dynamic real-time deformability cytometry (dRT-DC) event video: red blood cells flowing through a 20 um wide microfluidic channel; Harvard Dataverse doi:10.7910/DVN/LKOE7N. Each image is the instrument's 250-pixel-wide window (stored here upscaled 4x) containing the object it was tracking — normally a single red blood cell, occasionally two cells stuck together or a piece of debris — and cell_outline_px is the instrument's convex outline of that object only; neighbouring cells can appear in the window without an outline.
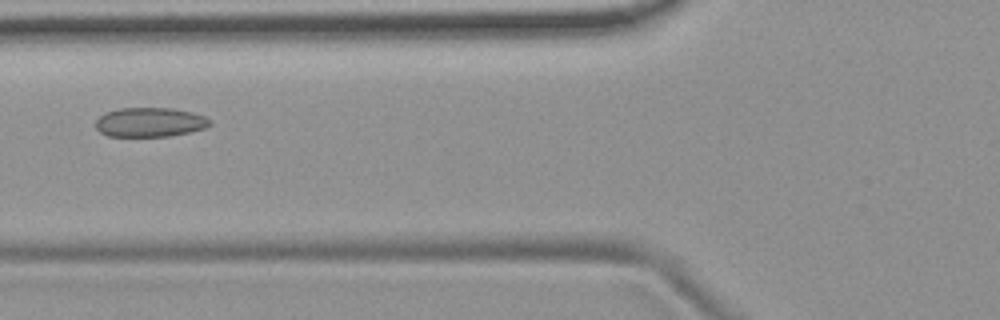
{"species": "common noctule bat (a hibernating species)", "species_latin": "Nyctalus noctula", "temperature_condition": "room temperature", "stored_images_in_passage": 5, "camera_frame_rate_fps": 3000, "um_per_image_px": 0.085, "animal": {"sex": "female", "body_mass_g": 19.9}, "frame": {"image": 1, "passage_image": 4, "time_ms": 3.667, "image_size_px": [1000, 320], "cell_outline_px": [[212, 124], [204, 128], [172, 136], [108, 136], [100, 132], [96, 128], [96, 120], [104, 112], [120, 108], [172, 108], [192, 112], [204, 116], [212, 120]], "centroid_in_image_um": [12.74, 10.38], "position_along_channel_um": 113.1, "area_um2": 19.59}}
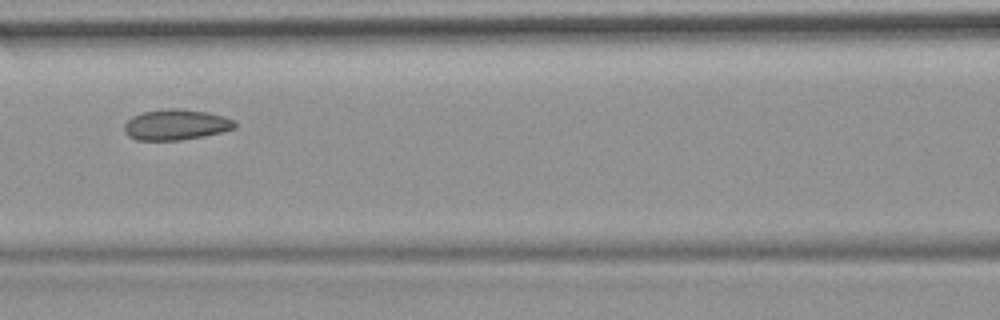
{"frame": {"image": 2, "passage_image": 5, "time_ms": 4.667, "image_size_px": [1000, 320], "cell_outline_px": [[236, 128], [204, 136], [180, 140], [136, 140], [128, 136], [124, 132], [124, 124], [132, 116], [144, 112], [168, 108], [176, 108], [208, 112], [224, 116], [236, 120]], "centroid_in_image_um": [14.96, 10.6], "position_along_channel_um": 151.6, "area_um2": 19.83}}